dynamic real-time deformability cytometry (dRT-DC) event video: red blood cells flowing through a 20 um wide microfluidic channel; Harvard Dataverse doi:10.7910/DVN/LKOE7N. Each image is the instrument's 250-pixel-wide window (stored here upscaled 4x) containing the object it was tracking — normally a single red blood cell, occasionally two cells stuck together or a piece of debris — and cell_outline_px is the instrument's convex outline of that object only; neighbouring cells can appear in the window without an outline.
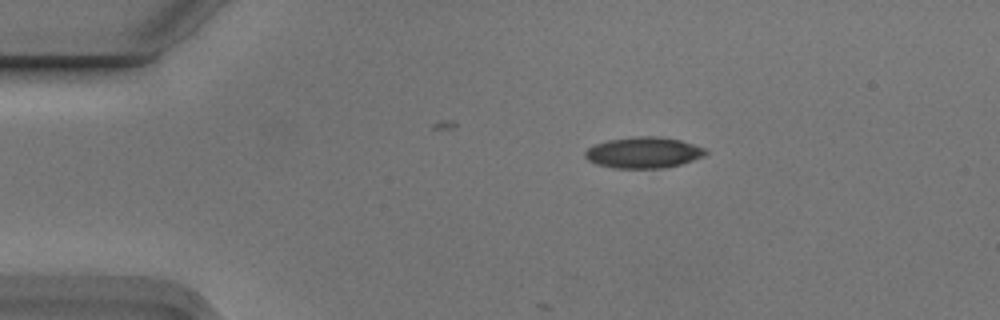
{"species": "Egyptian fruit bat (a non-hibernating species)", "species_latin": "Rousettus aegyptiacus", "temperature_condition": "cold", "stored_images_in_passage": 8, "camera_frame_rate_fps": 3000, "um_per_image_px": 0.085, "animal": {"sex": "male"}, "frame": {"image": 1, "passage_image": 1, "time_ms": 0.0, "image_size_px": [1000, 320], "cell_outline_px": [[708, 152], [704, 156], [680, 164], [664, 168], [612, 168], [596, 164], [588, 160], [584, 156], [584, 152], [588, 148], [596, 144], [608, 140], [632, 136], [660, 136], [680, 140], [704, 148]], "centroid_in_image_um": [54.67, 12.96], "position_along_channel_um": 30.3, "area_um2": 21.85}}
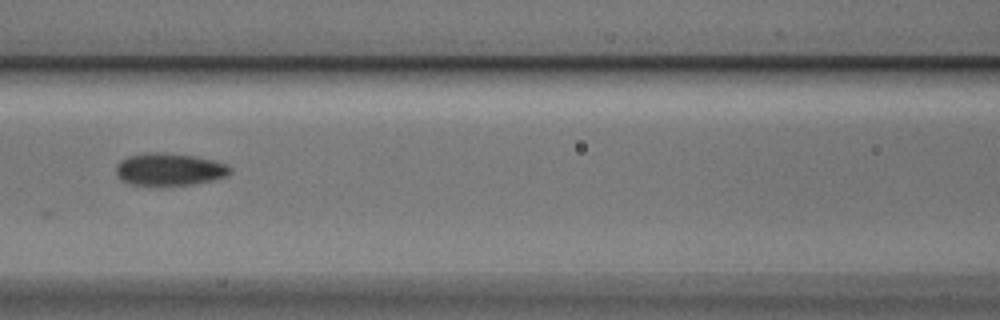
{"frame": {"image": 2, "passage_image": 5, "time_ms": 1.333, "image_size_px": [1000, 320], "cell_outline_px": [[232, 172], [224, 176], [212, 180], [192, 184], [128, 184], [120, 180], [116, 172], [116, 164], [120, 160], [128, 156], [144, 152], [160, 152], [196, 156], [228, 164], [232, 168]], "centroid_in_image_um": [14.38, 14.37], "position_along_channel_um": 152.2, "area_um2": 21.44}}
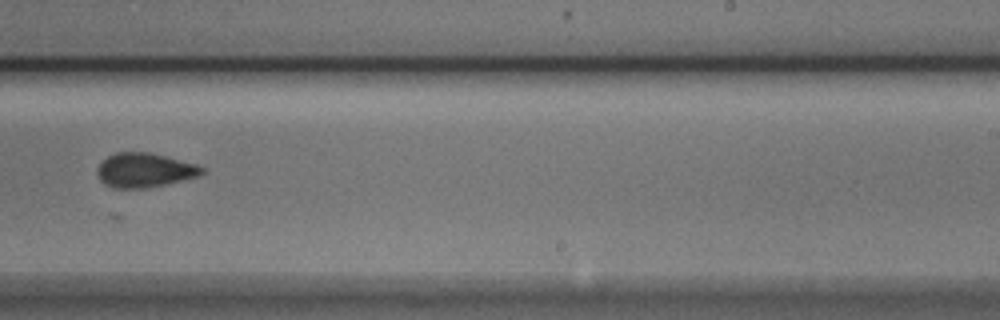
{"frame": {"image": 3, "passage_image": 8, "time_ms": 2.333, "image_size_px": [1000, 320], "cell_outline_px": [[204, 172], [200, 176], [164, 184], [144, 188], [116, 188], [104, 184], [100, 180], [96, 172], [96, 168], [108, 156], [116, 152], [148, 152], [196, 164], [204, 168]], "centroid_in_image_um": [12.27, 14.46], "position_along_channel_um": 276.7, "area_um2": 20.75}}